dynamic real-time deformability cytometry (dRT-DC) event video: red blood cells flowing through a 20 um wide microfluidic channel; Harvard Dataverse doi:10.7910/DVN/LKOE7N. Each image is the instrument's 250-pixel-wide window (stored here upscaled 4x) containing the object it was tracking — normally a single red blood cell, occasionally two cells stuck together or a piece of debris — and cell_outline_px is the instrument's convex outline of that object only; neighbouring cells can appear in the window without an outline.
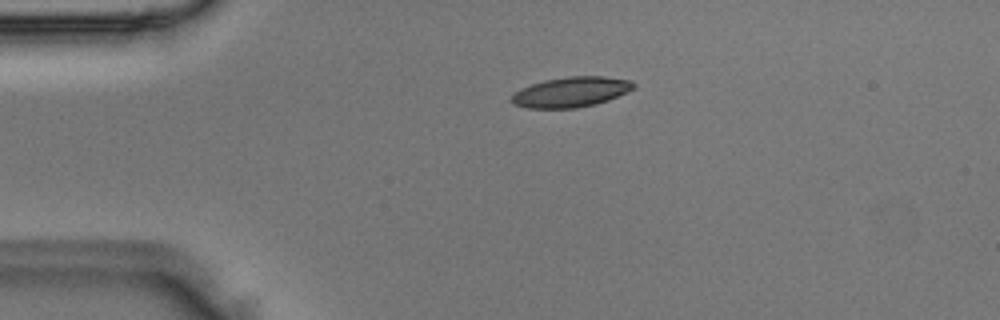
{"species": "Egyptian fruit bat (a non-hibernating species)", "species_latin": "Rousettus aegyptiacus", "temperature_condition": "room temperature", "stored_images_in_passage": 4, "camera_frame_rate_fps": 3000, "um_per_image_px": 0.085, "animal": {"sex": "male"}, "frame": {"image": 1, "passage_image": 4, "time_ms": 1.0, "image_size_px": [1000, 320], "cell_outline_px": [[636, 88], [628, 92], [608, 100], [596, 104], [576, 108], [528, 108], [512, 104], [512, 96], [520, 88], [544, 80], [568, 76], [604, 76], [632, 80], [636, 84]], "centroid_in_image_um": [48.58, 7.81], "position_along_channel_um": 36.4, "area_um2": 21.62}}